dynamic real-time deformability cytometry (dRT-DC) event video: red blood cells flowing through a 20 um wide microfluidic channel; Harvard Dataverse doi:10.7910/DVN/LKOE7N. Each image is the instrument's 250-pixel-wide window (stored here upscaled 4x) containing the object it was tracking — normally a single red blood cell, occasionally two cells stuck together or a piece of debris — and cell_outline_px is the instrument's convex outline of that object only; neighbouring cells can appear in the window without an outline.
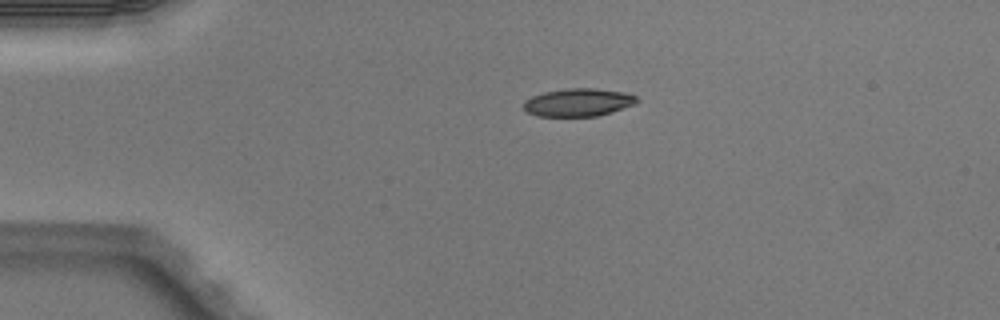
{"species": "Egyptian fruit bat (a non-hibernating species)", "species_latin": "Rousettus aegyptiacus", "temperature_condition": "warm", "stored_images_in_passage": 2, "camera_frame_rate_fps": 3000, "um_per_image_px": 0.085, "animal": {"sex": "male"}, "frame": {"image": 1, "passage_image": 1, "time_ms": 0.0, "image_size_px": [1000, 320], "cell_outline_px": [[640, 100], [636, 104], [612, 112], [596, 116], [536, 116], [528, 112], [524, 108], [524, 100], [532, 96], [544, 92], [568, 88], [596, 88], [628, 92], [636, 96]], "centroid_in_image_um": [49.2, 8.69], "position_along_channel_um": 35.8, "area_um2": 18.61}}